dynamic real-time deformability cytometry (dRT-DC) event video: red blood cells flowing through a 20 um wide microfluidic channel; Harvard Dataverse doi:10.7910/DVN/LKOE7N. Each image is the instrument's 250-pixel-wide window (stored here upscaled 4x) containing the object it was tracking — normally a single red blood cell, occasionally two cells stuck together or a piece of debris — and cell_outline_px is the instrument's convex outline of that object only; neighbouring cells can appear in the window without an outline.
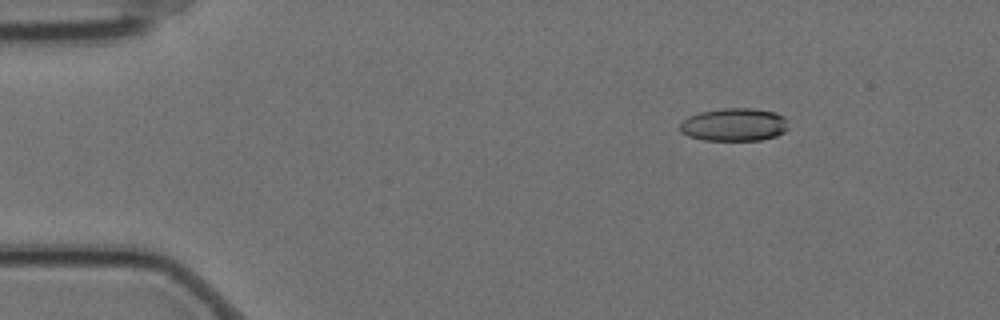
{"species": "Egyptian fruit bat (a non-hibernating species)", "species_latin": "Rousettus aegyptiacus", "temperature_condition": "cold", "stored_images_in_passage": 7, "camera_frame_rate_fps": 3000, "um_per_image_px": 0.085, "animal": {"sex": "female"}, "frame": {"image": 1, "passage_image": 3, "time_ms": 0.667, "image_size_px": [1000, 320], "cell_outline_px": [[788, 128], [784, 132], [776, 136], [760, 140], [704, 140], [688, 136], [680, 132], [680, 124], [688, 116], [700, 112], [724, 108], [752, 108], [776, 112], [784, 116]], "centroid_in_image_um": [62.4, 10.59], "position_along_channel_um": 22.6, "area_um2": 20.87}}
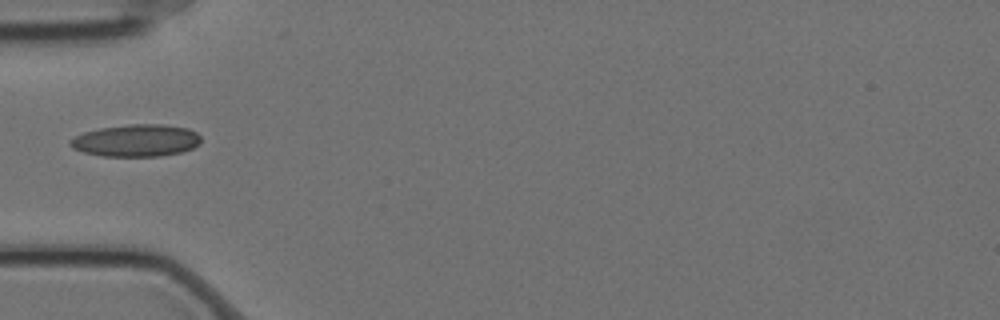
{"frame": {"image": 2, "passage_image": 6, "time_ms": 1.667, "image_size_px": [1000, 320], "cell_outline_px": [[200, 144], [192, 148], [180, 152], [160, 156], [100, 156], [84, 152], [72, 148], [68, 144], [68, 140], [84, 132], [100, 128], [128, 124], [160, 124], [188, 128], [196, 132], [200, 136]], "centroid_in_image_um": [11.56, 11.94], "position_along_channel_um": 73.4, "area_um2": 24.57}}
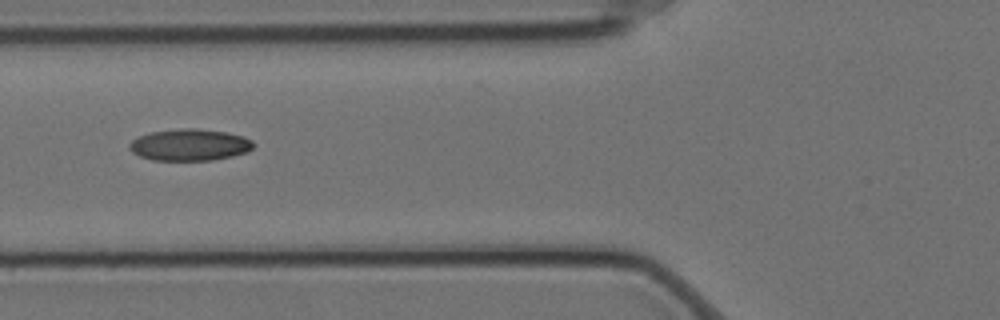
{"frame": {"image": 3, "passage_image": 7, "time_ms": 2.0, "image_size_px": [1000, 320], "cell_outline_px": [[256, 144], [248, 152], [232, 156], [212, 160], [152, 160], [140, 156], [132, 152], [128, 148], [128, 144], [132, 140], [148, 132], [184, 128], [196, 128], [228, 132], [244, 136], [252, 140]], "centroid_in_image_um": [16.14, 12.3], "position_along_channel_um": 109.7, "area_um2": 23.12}}